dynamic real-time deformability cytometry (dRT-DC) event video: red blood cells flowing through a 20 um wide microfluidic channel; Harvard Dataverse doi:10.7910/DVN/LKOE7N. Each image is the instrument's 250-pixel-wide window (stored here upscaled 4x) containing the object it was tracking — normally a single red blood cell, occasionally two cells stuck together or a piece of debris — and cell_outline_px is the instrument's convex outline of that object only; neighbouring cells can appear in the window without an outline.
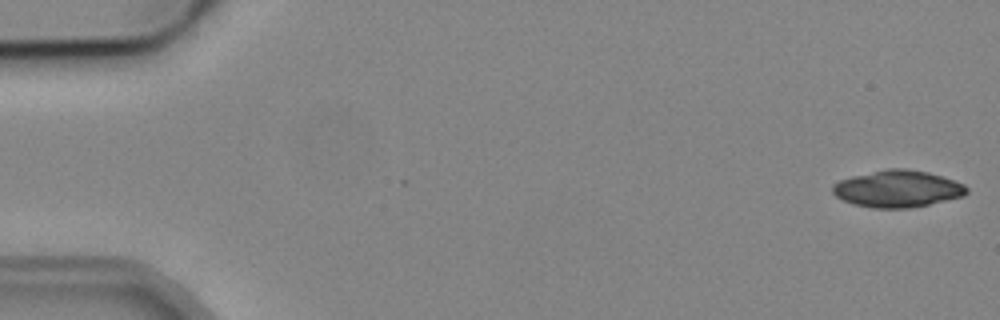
{"species": "common noctule bat (a hibernating species)", "species_latin": "Nyctalus noctula", "temperature_condition": "cold", "stored_images_in_passage": 6, "camera_frame_rate_fps": 3000, "um_per_image_px": 0.085, "animal": {"sex": "male", "body_mass_g": 19.2, "forearm_length_mm": 51.8}, "frame": {"image": 1, "passage_image": 1, "time_ms": 0.0, "image_size_px": [1000, 320], "cell_outline_px": [[968, 192], [964, 196], [928, 204], [908, 208], [872, 208], [852, 204], [836, 196], [832, 192], [832, 184], [840, 180], [852, 176], [888, 168], [904, 168], [928, 172], [964, 184], [968, 188]], "centroid_in_image_um": [76.27, 16.05], "position_along_channel_um": 8.7, "area_um2": 28.73}}